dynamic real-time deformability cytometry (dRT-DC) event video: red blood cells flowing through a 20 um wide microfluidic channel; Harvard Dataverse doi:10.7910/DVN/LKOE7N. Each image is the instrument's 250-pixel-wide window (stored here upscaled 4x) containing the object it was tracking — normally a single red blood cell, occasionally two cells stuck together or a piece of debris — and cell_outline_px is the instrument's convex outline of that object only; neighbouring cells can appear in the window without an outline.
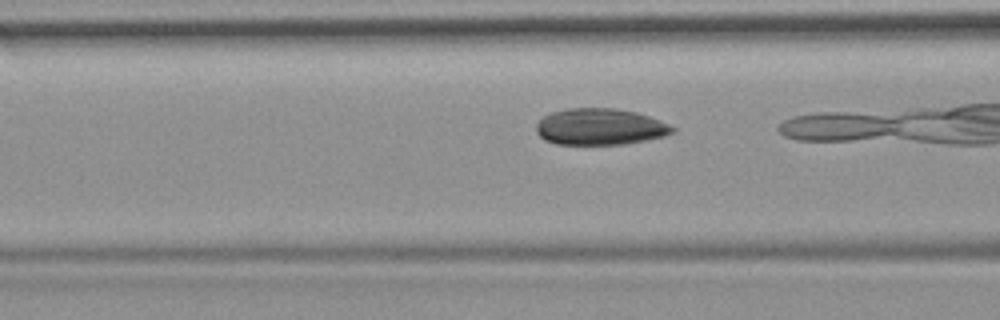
{"species": "common noctule bat (a hibernating species)", "species_latin": "Nyctalus noctula", "temperature_condition": "room temperature", "stored_images_in_passage": 6, "camera_frame_rate_fps": 3000, "um_per_image_px": 0.085, "animal": {"sex": "female", "body_mass_g": 19.9}, "frame": {"image": 1, "passage_image": 4, "time_ms": 1.0, "image_size_px": [1000, 320], "cell_outline_px": [[676, 132], [664, 136], [624, 144], [556, 144], [544, 140], [536, 132], [536, 124], [544, 116], [552, 112], [568, 108], [616, 108], [636, 112], [660, 120], [676, 128]], "centroid_in_image_um": [51.0, 10.77], "position_along_channel_um": 115.6, "area_um2": 28.96}}